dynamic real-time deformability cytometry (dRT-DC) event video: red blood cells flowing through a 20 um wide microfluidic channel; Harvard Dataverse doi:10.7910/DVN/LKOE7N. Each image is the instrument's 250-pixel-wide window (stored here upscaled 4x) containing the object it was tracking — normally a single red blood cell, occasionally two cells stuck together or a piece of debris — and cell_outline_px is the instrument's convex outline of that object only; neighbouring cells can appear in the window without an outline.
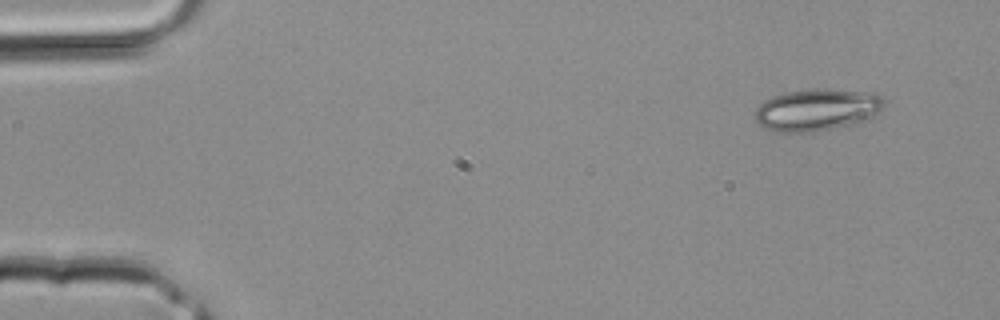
{"species": "common noctule bat (a hibernating species)", "species_latin": "Nyctalus noctula", "temperature_condition": "room temperature", "stored_images_in_passage": 3, "camera_frame_rate_fps": 3000, "um_per_image_px": 0.085, "animal": {"sex": "male", "body_mass_g": 20.4}, "frame": {"image": 1, "passage_image": 1, "time_ms": 0.0, "image_size_px": [1000, 320], "cell_outline_px": [[884, 104], [868, 120], [856, 124], [816, 132], [780, 132], [764, 128], [756, 120], [752, 112], [764, 100], [772, 96], [788, 92], [816, 88], [876, 92], [884, 100]], "centroid_in_image_um": [69.43, 9.33], "position_along_channel_um": 15.6, "area_um2": 31.91}}